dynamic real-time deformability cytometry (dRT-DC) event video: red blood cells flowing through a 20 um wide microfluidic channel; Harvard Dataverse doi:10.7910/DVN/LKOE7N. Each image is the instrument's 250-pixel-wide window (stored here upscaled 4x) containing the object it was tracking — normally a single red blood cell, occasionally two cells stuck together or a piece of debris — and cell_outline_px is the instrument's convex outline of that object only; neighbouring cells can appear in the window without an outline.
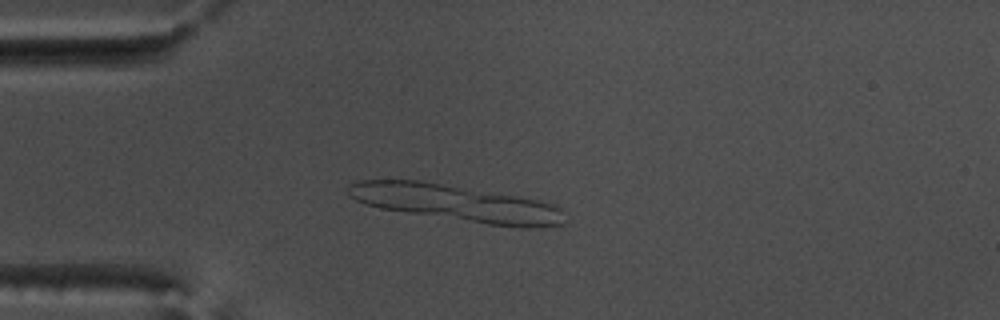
{"species": "common noctule bat (a hibernating species)", "species_latin": "Nyctalus noctula", "temperature_condition": "warm", "stored_images_in_passage": 15, "camera_frame_rate_fps": 3000, "um_per_image_px": 0.085, "animal": {"sex": "male", "body_mass_g": 17.5, "forearm_length_mm": 52.3}, "frame": {"image": 1, "passage_image": 13, "time_ms": 4.0, "image_size_px": [1000, 320], "cell_outline_px": [[564, 224], [540, 228], [524, 228], [488, 224], [380, 208], [364, 204], [348, 196], [348, 188], [352, 184], [360, 180], [416, 180], [520, 196], [552, 204], [560, 208], [564, 212]], "centroid_in_image_um": [38.83, 17.27], "position_along_channel_um": 46.2, "area_um2": 45.6}}